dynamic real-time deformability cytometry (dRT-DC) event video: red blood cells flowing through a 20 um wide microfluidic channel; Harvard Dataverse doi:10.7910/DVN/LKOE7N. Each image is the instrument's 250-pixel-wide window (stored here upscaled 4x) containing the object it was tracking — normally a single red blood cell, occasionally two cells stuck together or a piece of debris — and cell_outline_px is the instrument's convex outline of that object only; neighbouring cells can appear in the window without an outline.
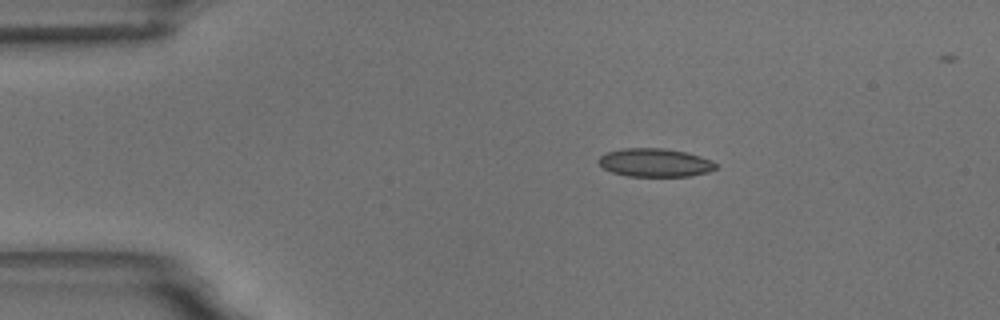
{"species": "common noctule bat (a hibernating species)", "species_latin": "Nyctalus noctula", "temperature_condition": "room temperature", "stored_images_in_passage": 47, "camera_frame_rate_fps": 3000, "um_per_image_px": 0.085, "animal": {"sex": "male", "body_mass_g": 18.8}, "frame": {"image": 1, "passage_image": 1, "time_ms": 0.0, "image_size_px": [1000, 320], "cell_outline_px": [[720, 164], [716, 168], [708, 172], [692, 176], [628, 176], [612, 172], [604, 168], [596, 160], [604, 152], [624, 148], [664, 148], [688, 152], [712, 160]], "centroid_in_image_um": [55.7, 13.81], "position_along_channel_um": 29.3, "area_um2": 19.65}}
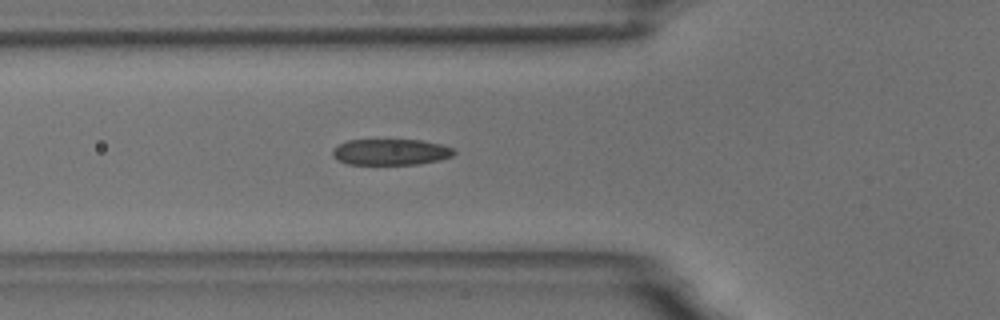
{"frame": {"image": 2, "passage_image": 11, "time_ms": 3.333, "image_size_px": [1000, 320], "cell_outline_px": [[456, 152], [452, 156], [440, 160], [420, 164], [348, 164], [336, 160], [332, 156], [332, 148], [348, 140], [420, 140], [440, 144], [456, 148]], "centroid_in_image_um": [33.22, 12.92], "position_along_channel_um": 92.6, "area_um2": 18.61}}
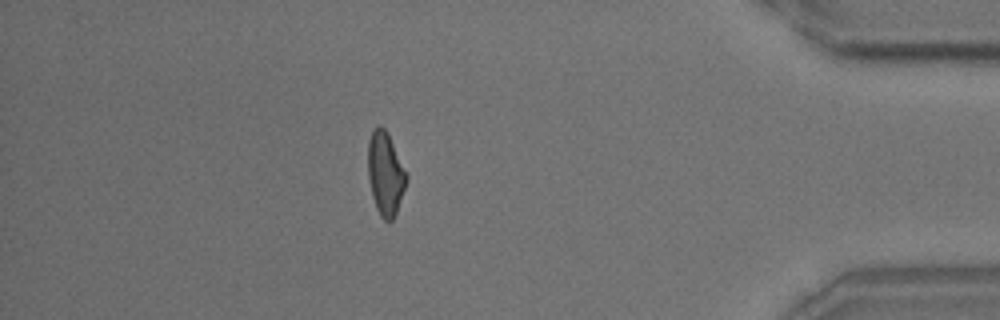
{"frame": {"image": 3, "passage_image": 41, "time_ms": 13.333, "image_size_px": [1000, 320], "cell_outline_px": [[408, 180], [396, 212], [392, 220], [384, 220], [380, 216], [376, 208], [372, 196], [368, 176], [368, 140], [372, 132], [380, 124], [388, 132], [408, 176]], "centroid_in_image_um": [32.76, 14.75], "position_along_channel_um": 402.4, "area_um2": 18.61}}